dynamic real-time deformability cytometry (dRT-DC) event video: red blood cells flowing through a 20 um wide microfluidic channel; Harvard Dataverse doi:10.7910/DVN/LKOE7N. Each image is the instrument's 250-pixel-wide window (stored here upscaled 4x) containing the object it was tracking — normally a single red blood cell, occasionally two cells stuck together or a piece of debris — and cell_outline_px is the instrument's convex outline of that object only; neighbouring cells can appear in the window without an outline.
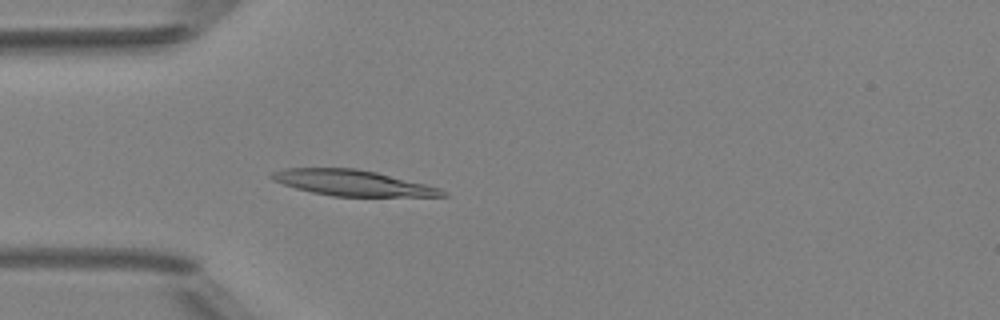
{"species": "Egyptian fruit bat (a non-hibernating species)", "species_latin": "Rousettus aegyptiacus", "temperature_condition": "room temperature", "stored_images_in_passage": 4, "camera_frame_rate_fps": 3000, "um_per_image_px": 0.085, "animal": {"sex": "female"}, "frame": {"image": 1, "passage_image": 4, "time_ms": 3.333, "image_size_px": [1000, 320], "cell_outline_px": [[448, 196], [332, 196], [312, 192], [296, 188], [272, 180], [268, 176], [272, 172], [284, 168], [356, 168], [376, 172], [440, 188], [448, 192]], "centroid_in_image_um": [29.93, 15.54], "position_along_channel_um": 55.1, "area_um2": 25.37}}